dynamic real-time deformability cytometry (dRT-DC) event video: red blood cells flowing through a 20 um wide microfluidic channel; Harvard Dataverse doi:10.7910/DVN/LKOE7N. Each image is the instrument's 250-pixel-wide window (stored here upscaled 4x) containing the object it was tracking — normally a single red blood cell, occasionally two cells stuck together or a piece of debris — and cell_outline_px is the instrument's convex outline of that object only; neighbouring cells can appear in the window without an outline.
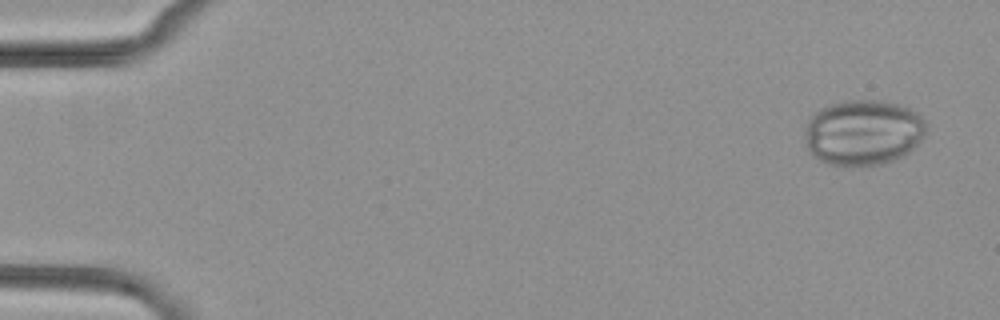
{"species": "common noctule bat (a hibernating species)", "species_latin": "Nyctalus noctula", "temperature_condition": "cold", "stored_images_in_passage": 4, "camera_frame_rate_fps": 3000, "um_per_image_px": 0.085, "animal": {"sex": "female", "body_mass_g": 29.2, "forearm_length_mm": 56.3}, "frame": {"image": 1, "passage_image": 1, "time_ms": 0.0, "image_size_px": [1000, 320], "cell_outline_px": [[928, 124], [924, 136], [904, 156], [880, 164], [828, 164], [820, 160], [808, 152], [804, 128], [808, 120], [820, 108], [832, 104], [848, 100], [880, 100], [896, 104], [908, 108], [916, 112]], "centroid_in_image_um": [73.37, 11.24], "position_along_channel_um": 11.6, "area_um2": 46.01}}